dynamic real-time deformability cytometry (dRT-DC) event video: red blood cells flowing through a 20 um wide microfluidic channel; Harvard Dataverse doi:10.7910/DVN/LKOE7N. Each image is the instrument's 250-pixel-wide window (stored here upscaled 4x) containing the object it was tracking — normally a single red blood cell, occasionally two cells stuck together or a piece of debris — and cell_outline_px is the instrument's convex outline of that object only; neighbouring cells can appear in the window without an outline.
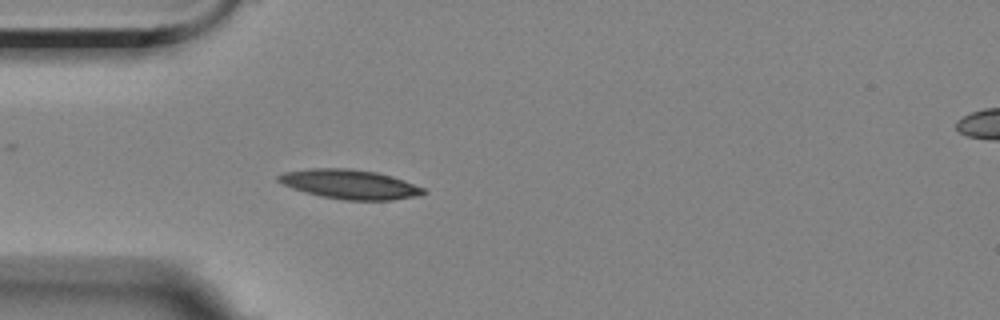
{"species": "Egyptian fruit bat (a non-hibernating species)", "species_latin": "Rousettus aegyptiacus", "temperature_condition": "room temperature", "stored_images_in_passage": 41, "camera_frame_rate_fps": 3000, "um_per_image_px": 0.085, "animal": {"sex": "female"}, "frame": {"image": 1, "passage_image": 1, "time_ms": 0.0, "image_size_px": [1000, 320], "cell_outline_px": [[428, 192], [420, 196], [392, 200], [344, 200], [320, 196], [292, 188], [276, 180], [276, 176], [284, 172], [308, 168], [352, 168], [376, 172], [392, 176], [404, 180], [424, 188]], "centroid_in_image_um": [29.75, 15.66], "position_along_channel_um": 55.3, "area_um2": 25.03}}
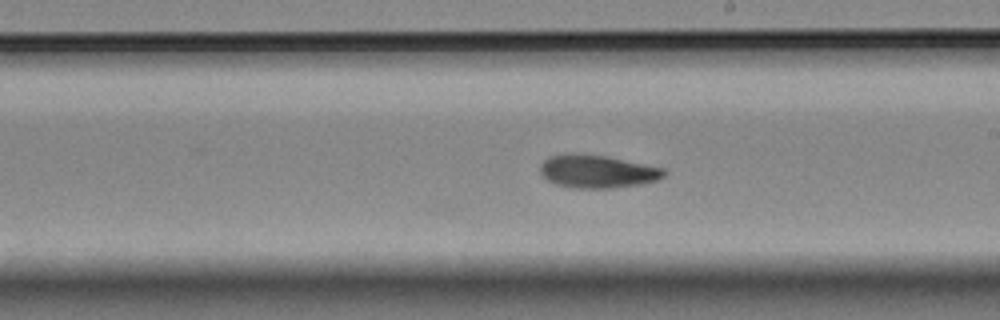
{"frame": {"image": 2, "passage_image": 17, "time_ms": 5.333, "image_size_px": [1000, 320], "cell_outline_px": [[664, 176], [656, 180], [640, 184], [612, 188], [572, 188], [556, 184], [548, 180], [540, 172], [540, 164], [548, 156], [604, 156], [664, 168]], "centroid_in_image_um": [50.78, 14.61], "position_along_channel_um": 238.2, "area_um2": 22.89}}
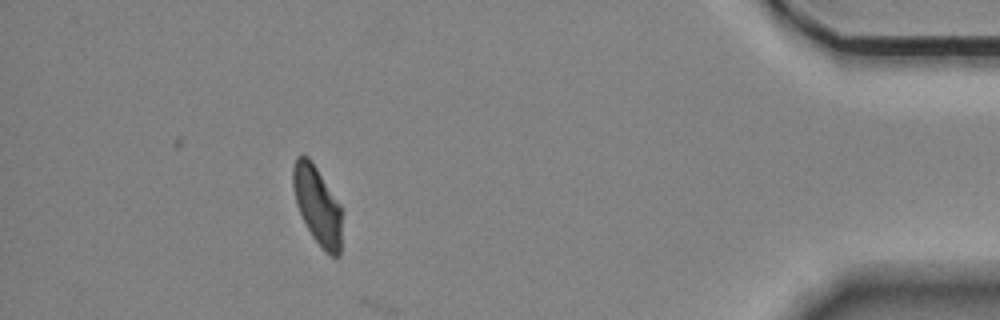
{"frame": {"image": 3, "passage_image": 36, "time_ms": 11.667, "image_size_px": [1000, 320], "cell_outline_px": [[344, 212], [340, 256], [332, 256], [312, 236], [296, 204], [292, 188], [292, 168], [296, 156], [308, 156], [340, 204]], "centroid_in_image_um": [27.01, 17.45], "position_along_channel_um": 408.2, "area_um2": 22.37}, "authors_computed_cell_mechanics": {"area_um2": 23.3512, "velocity_mm_per_s": 3.5149, "shape_relaxation_time_tau1_ms": 3.975, "shape_relaxation_time_tau2_ms": 10.11, "deformation_change_tau1": 0.1386, "deformation_change_tau2": 0.1422}}